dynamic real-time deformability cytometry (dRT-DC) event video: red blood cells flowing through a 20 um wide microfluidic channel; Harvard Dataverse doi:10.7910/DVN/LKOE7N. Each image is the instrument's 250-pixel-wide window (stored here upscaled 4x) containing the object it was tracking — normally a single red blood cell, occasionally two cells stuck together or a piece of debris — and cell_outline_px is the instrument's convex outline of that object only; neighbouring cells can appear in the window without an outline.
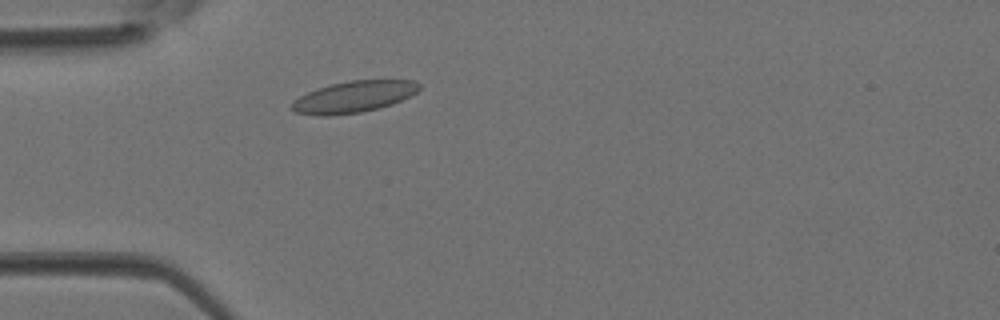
{"species": "Egyptian fruit bat (a non-hibernating species)", "species_latin": "Rousettus aegyptiacus", "temperature_condition": "room temperature", "stored_images_in_passage": 2, "camera_frame_rate_fps": 3000, "um_per_image_px": 0.085, "animal": {"sex": "female"}, "frame": {"image": 1, "passage_image": 2, "time_ms": 0.333, "image_size_px": [1000, 320], "cell_outline_px": [[420, 88], [416, 92], [392, 104], [380, 108], [360, 112], [328, 116], [316, 116], [296, 112], [292, 108], [292, 100], [316, 88], [332, 84], [352, 80], [412, 80], [420, 84]], "centroid_in_image_um": [30.04, 8.23], "position_along_channel_um": 55.0, "area_um2": 23.24}}